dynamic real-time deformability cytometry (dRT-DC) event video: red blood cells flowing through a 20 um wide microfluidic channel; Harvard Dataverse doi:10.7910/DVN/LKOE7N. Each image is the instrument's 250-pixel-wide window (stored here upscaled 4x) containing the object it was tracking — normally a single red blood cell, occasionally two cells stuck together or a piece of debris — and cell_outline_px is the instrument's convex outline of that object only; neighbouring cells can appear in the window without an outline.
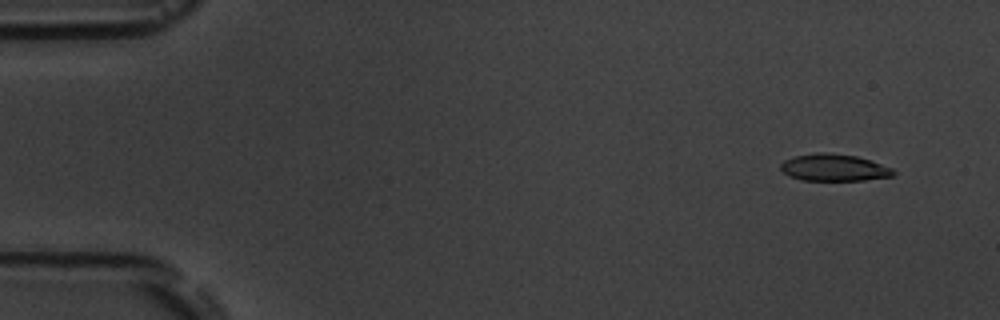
{"species": "common noctule bat (a hibernating species)", "species_latin": "Nyctalus noctula", "temperature_condition": "room temperature", "stored_images_in_passage": 6, "camera_frame_rate_fps": 3000, "um_per_image_px": 0.085, "animal": {"sex": "male", "body_mass_g": 19.5, "forearm_length_mm": 54.6}, "frame": {"image": 1, "passage_image": 1, "time_ms": 0.0, "image_size_px": [1000, 320], "cell_outline_px": [[896, 172], [892, 176], [864, 180], [800, 180], [784, 172], [780, 168], [780, 164], [784, 160], [796, 156], [816, 152], [828, 152], [856, 156], [872, 160], [892, 168]], "centroid_in_image_um": [70.91, 14.23], "position_along_channel_um": 14.1, "area_um2": 17.69}}